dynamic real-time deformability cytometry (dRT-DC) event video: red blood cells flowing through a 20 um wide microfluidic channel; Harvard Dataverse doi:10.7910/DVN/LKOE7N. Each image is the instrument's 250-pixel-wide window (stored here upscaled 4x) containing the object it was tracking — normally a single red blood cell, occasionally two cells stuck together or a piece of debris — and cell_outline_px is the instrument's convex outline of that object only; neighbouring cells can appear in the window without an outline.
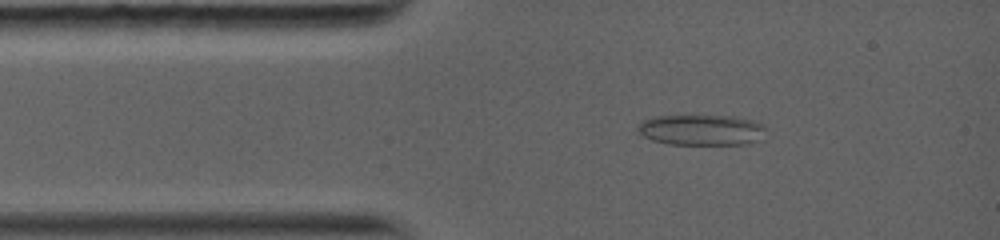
{"species": "common noctule bat (a hibernating species)", "species_latin": "Nyctalus noctula", "temperature_condition": "warm", "stored_images_in_passage": 49, "camera_frame_rate_fps": 5000, "um_per_image_px": 0.085, "animal": {"sex": "female", "body_mass_g": 19.0, "forearm_length_mm": 56.7}, "frame": {"image": 1, "passage_image": 9, "time_ms": 1.6, "image_size_px": [1000, 240], "cell_outline_px": [[764, 140], [744, 144], [668, 144], [652, 140], [644, 136], [636, 128], [640, 120], [652, 116], [736, 116], [752, 120], [764, 124]], "centroid_in_image_um": [59.63, 11.04], "position_along_channel_um": 25.4, "area_um2": 23.18}}
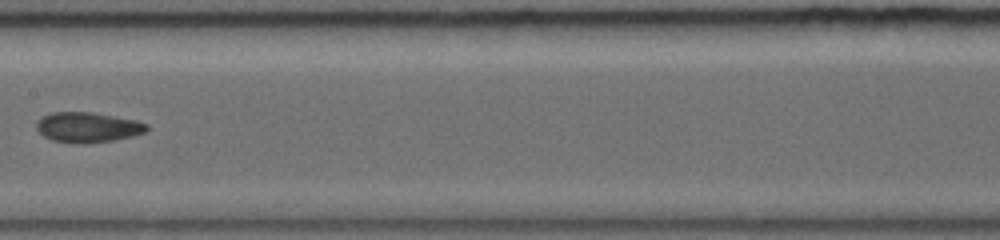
{"frame": {"image": 2, "passage_image": 30, "time_ms": 6.4, "image_size_px": [1000, 240], "cell_outline_px": [[148, 128], [144, 132], [132, 136], [112, 140], [88, 144], [80, 144], [52, 140], [44, 136], [36, 128], [36, 124], [44, 116], [52, 112], [92, 112], [136, 120], [148, 124]], "centroid_in_image_um": [7.46, 10.82], "position_along_channel_um": 199.9, "area_um2": 19.25}}
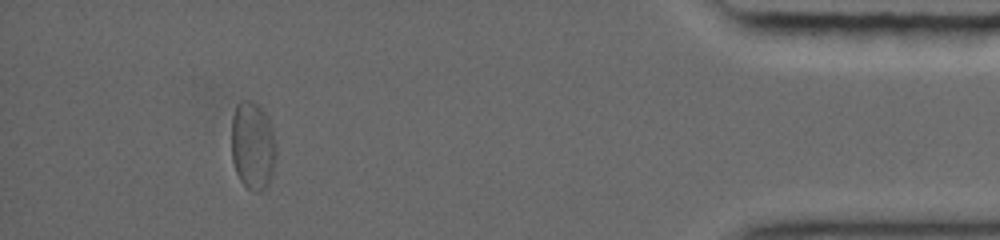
{"frame": {"image": 3, "passage_image": 44, "time_ms": 13.2, "image_size_px": [1000, 240], "cell_outline_px": [[276, 156], [272, 176], [268, 184], [260, 192], [252, 192], [240, 180], [236, 172], [232, 160], [232, 116], [236, 104], [240, 100], [252, 100], [268, 116], [276, 140]], "centroid_in_image_um": [21.49, 12.37], "position_along_channel_um": 413.7, "area_um2": 23.29}, "authors_computed_cell_mechanics": {"area_um2": 20.4034, "velocity_mm_per_s": 4.0981, "shape_relaxation_time_tau1_ms": null, "shape_relaxation_time_tau2_ms": 4.236, "deformation_change_tau1": null, "deformation_change_tau2": 0.0963}}